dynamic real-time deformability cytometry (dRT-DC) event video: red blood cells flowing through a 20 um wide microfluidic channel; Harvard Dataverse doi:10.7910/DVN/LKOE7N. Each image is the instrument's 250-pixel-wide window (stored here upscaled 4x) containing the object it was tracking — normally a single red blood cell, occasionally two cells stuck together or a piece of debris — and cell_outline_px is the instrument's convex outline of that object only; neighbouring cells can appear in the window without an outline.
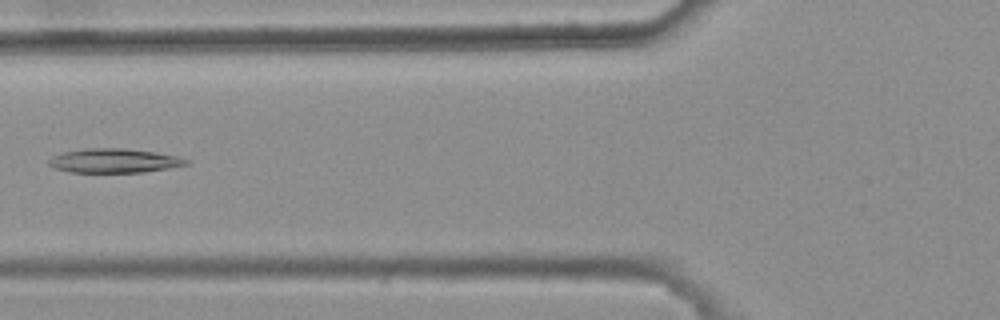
{"species": "common noctule bat (a hibernating species)", "species_latin": "Nyctalus noctula", "temperature_condition": "warm", "stored_images_in_passage": 3, "camera_frame_rate_fps": 3000, "um_per_image_px": 0.085, "animal": {"sex": "female", "body_mass_g": 25.1}, "frame": {"image": 1, "passage_image": 3, "time_ms": 0.667, "image_size_px": [1000, 320], "cell_outline_px": [[188, 164], [168, 168], [144, 172], [72, 172], [56, 168], [48, 164], [48, 160], [52, 156], [60, 152], [84, 148], [124, 148], [156, 152], [176, 156], [188, 160]], "centroid_in_image_um": [9.66, 13.65], "position_along_channel_um": 116.1, "area_um2": 19.31}}